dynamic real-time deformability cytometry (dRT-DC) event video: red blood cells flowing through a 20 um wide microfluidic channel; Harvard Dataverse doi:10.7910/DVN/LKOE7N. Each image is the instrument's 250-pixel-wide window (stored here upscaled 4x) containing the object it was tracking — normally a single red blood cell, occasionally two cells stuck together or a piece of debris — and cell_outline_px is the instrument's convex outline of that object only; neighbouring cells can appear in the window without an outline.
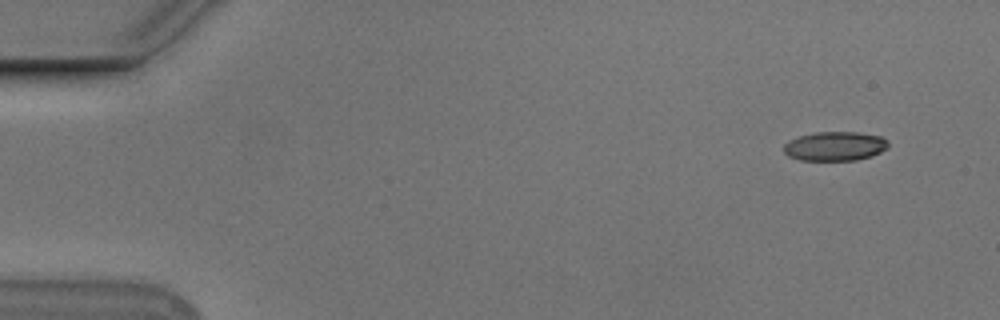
{"species": "Egyptian fruit bat (a non-hibernating species)", "species_latin": "Rousettus aegyptiacus", "temperature_condition": "cold", "stored_images_in_passage": 52, "camera_frame_rate_fps": 3000, "um_per_image_px": 0.085, "animal": {"sex": "male"}, "frame": {"image": 1, "passage_image": 1, "time_ms": 0.0, "image_size_px": [1000, 320], "cell_outline_px": [[888, 148], [872, 156], [856, 160], [800, 160], [788, 156], [784, 152], [784, 144], [788, 140], [800, 136], [816, 132], [860, 132], [880, 136], [888, 140]], "centroid_in_image_um": [70.98, 12.42], "position_along_channel_um": 14.0, "area_um2": 17.86}}
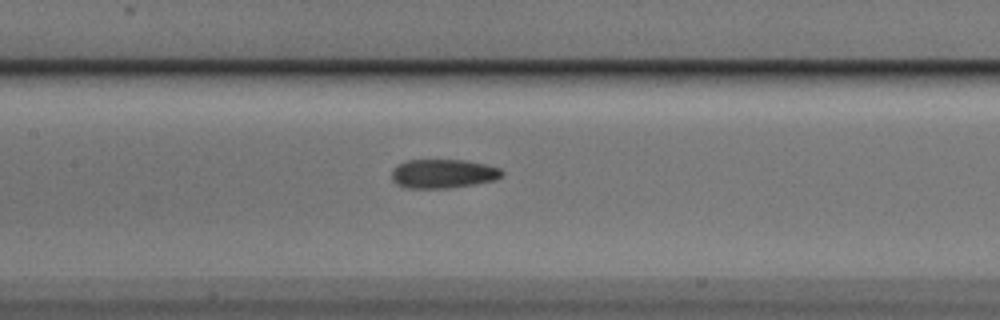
{"frame": {"image": 2, "passage_image": 23, "time_ms": 7.333, "image_size_px": [1000, 320], "cell_outline_px": [[504, 176], [496, 180], [448, 188], [404, 188], [396, 184], [392, 180], [392, 168], [408, 160], [468, 160], [500, 168], [504, 172]], "centroid_in_image_um": [37.67, 14.76], "position_along_channel_um": 169.7, "area_um2": 18.73}}
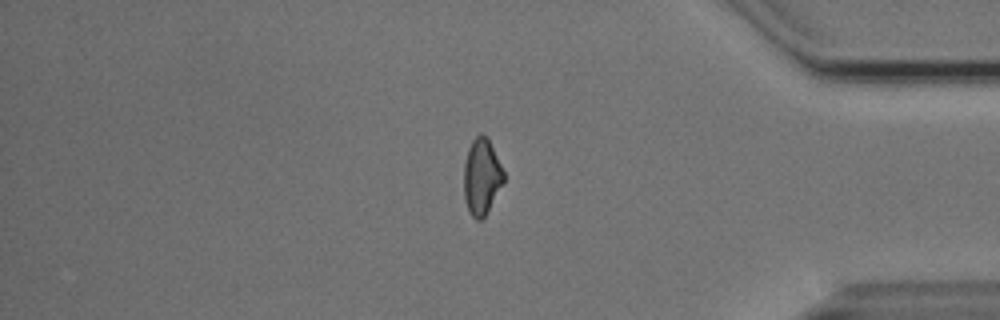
{"frame": {"image": 3, "passage_image": 43, "time_ms": 14.0, "image_size_px": [1000, 320], "cell_outline_px": [[504, 180], [484, 216], [480, 220], [476, 220], [468, 212], [464, 200], [464, 164], [468, 148], [472, 140], [480, 132], [488, 136], [504, 172]], "centroid_in_image_um": [40.92, 14.98], "position_along_channel_um": 394.3, "area_um2": 17.63}, "authors_computed_cell_mechanics": {"area_um2": 18.5538, "velocity_mm_per_s": 3.7557, "shape_relaxation_time_tau1_ms": null, "shape_relaxation_time_tau2_ms": 3.3623, "deformation_change_tau1": null, "deformation_change_tau2": 0.1092}}